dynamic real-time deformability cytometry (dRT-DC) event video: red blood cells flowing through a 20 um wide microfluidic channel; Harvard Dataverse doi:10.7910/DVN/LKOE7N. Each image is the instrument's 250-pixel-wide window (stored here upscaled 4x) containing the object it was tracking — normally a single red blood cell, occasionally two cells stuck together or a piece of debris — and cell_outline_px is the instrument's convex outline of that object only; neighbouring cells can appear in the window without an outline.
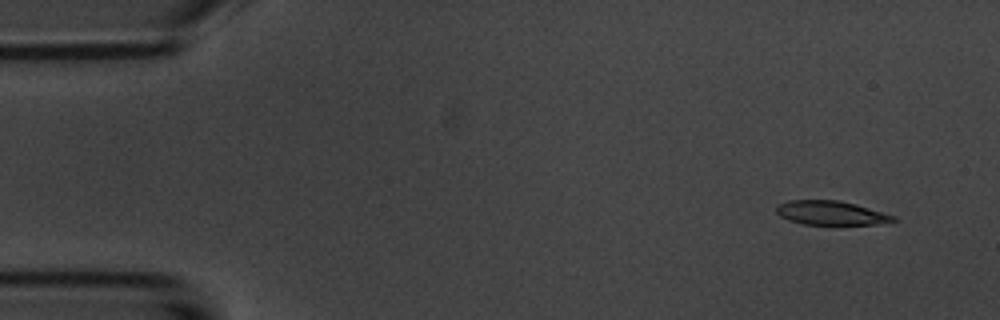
{"species": "common noctule bat (a hibernating species)", "species_latin": "Nyctalus noctula", "temperature_condition": "room temperature", "stored_images_in_passage": 4, "camera_frame_rate_fps": 3000, "um_per_image_px": 0.085, "animal": {"sex": "male", "body_mass_g": 20.1, "forearm_length_mm": 53.5}, "frame": {"image": 1, "passage_image": 1, "time_ms": 0.0, "image_size_px": [1000, 320], "cell_outline_px": [[896, 220], [876, 224], [804, 224], [788, 220], [780, 216], [776, 212], [776, 204], [788, 200], [840, 200], [856, 204], [896, 216]], "centroid_in_image_um": [70.59, 18.08], "position_along_channel_um": 14.4, "area_um2": 16.36}}
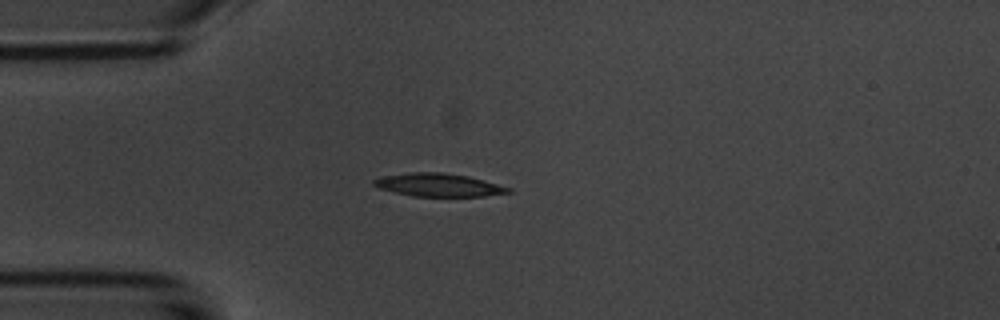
{"frame": {"image": 2, "passage_image": 4, "time_ms": 3.333, "image_size_px": [1000, 320], "cell_outline_px": [[512, 192], [484, 196], [412, 196], [380, 188], [372, 184], [372, 180], [384, 176], [408, 172], [440, 172], [468, 176], [512, 188]], "centroid_in_image_um": [37.28, 15.72], "position_along_channel_um": 47.7, "area_um2": 17.92}}